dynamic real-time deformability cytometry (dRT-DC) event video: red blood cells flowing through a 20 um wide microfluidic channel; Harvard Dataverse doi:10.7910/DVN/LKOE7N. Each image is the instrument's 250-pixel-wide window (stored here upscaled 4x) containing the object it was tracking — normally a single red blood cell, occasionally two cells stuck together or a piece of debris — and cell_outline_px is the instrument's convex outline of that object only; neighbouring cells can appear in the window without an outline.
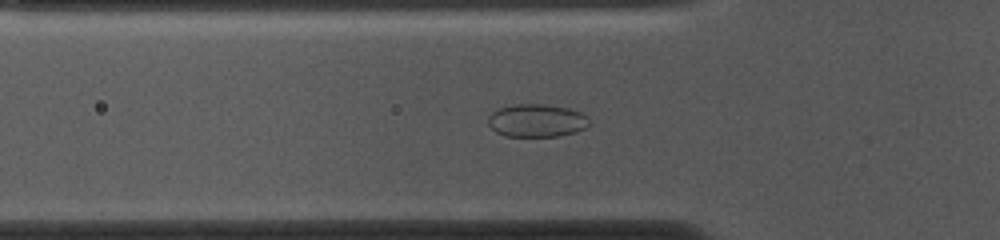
{"species": "common noctule bat (a hibernating species)", "species_latin": "Nyctalus noctula", "temperature_condition": "cold", "stored_images_in_passage": 53, "camera_frame_rate_fps": 3000, "um_per_image_px": 0.085, "animal": {"sex": "female", "body_mass_g": 10.0, "forearm_length_mm": 53.1}, "frame": {"image": 1, "passage_image": 16, "time_ms": 5.0, "image_size_px": [1000, 240], "cell_outline_px": [[592, 124], [576, 132], [556, 136], [504, 136], [496, 132], [488, 124], [488, 116], [492, 112], [500, 108], [516, 104], [544, 104], [568, 108], [580, 112], [588, 116]], "centroid_in_image_um": [45.64, 10.25], "position_along_channel_um": 80.2, "area_um2": 19.48}}
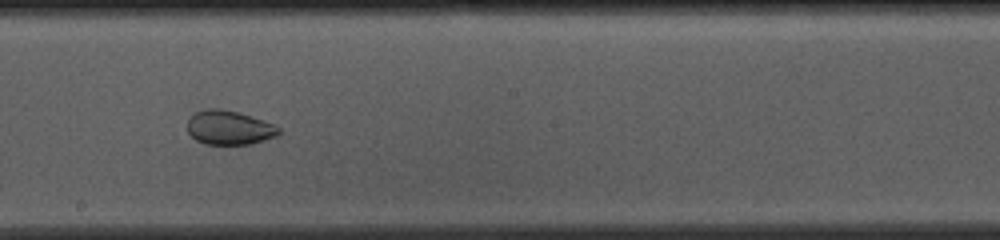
{"frame": {"image": 2, "passage_image": 28, "time_ms": 9.0, "image_size_px": [1000, 240], "cell_outline_px": [[280, 132], [276, 136], [252, 144], [204, 144], [196, 140], [188, 132], [188, 116], [192, 112], [204, 108], [220, 108], [240, 112], [264, 120], [280, 128]], "centroid_in_image_um": [19.44, 10.82], "position_along_channel_um": 228.8, "area_um2": 18.5}}
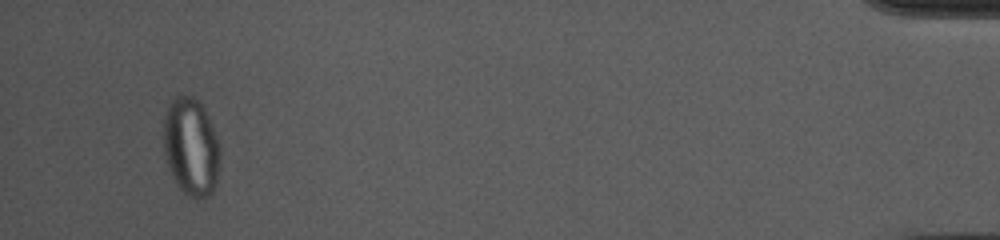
{"frame": {"image": 3, "passage_image": 50, "time_ms": 16.333, "image_size_px": [1000, 240], "cell_outline_px": [[220, 152], [216, 180], [212, 192], [208, 196], [200, 200], [196, 200], [188, 196], [176, 184], [172, 176], [164, 152], [164, 116], [168, 104], [176, 96], [192, 96], [204, 108], [208, 116], [220, 144]], "centroid_in_image_um": [16.24, 12.5], "position_along_channel_um": 419.0, "area_um2": 32.19}, "authors_computed_cell_mechanics": {"area_um2": 24.9118, "velocity_mm_per_s": 3.6998, "shape_relaxation_time_tau1_ms": null, "shape_relaxation_time_tau2_ms": 1.2662, "deformation_change_tau1": null, "deformation_change_tau2": 0.0445}}